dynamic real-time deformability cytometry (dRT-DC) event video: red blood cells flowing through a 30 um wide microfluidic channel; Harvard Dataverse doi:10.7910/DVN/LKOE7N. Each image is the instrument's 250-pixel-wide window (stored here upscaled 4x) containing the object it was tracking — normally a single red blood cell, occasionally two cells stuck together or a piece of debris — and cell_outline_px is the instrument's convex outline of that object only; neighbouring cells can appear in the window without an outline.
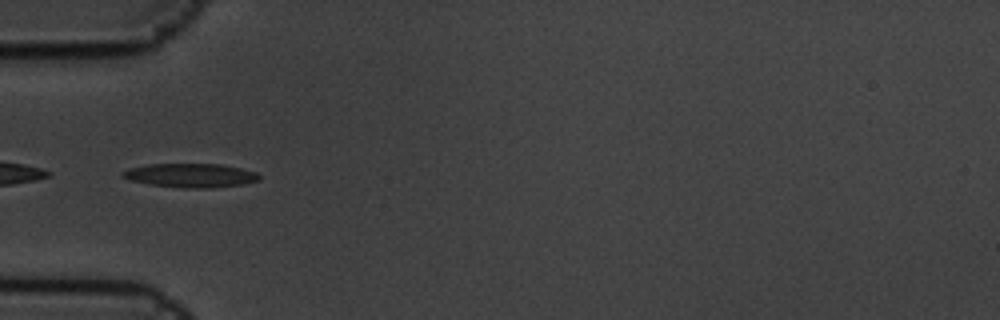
{"species": "common noctule bat (a hibernating species)", "species_latin": "Nyctalus noctula", "temperature_condition": "cold", "stored_images_in_passage": 7, "camera_frame_rate_fps": 3000, "um_per_image_px": 0.085, "animal": {"sex": "male", "body_mass_g": 19.5, "forearm_length_mm": 54.6}, "frame": {"image": 1, "passage_image": 6, "time_ms": 1.667, "image_size_px": [1000, 320], "cell_outline_px": [[260, 180], [240, 184], [212, 188], [184, 188], [148, 184], [128, 180], [120, 176], [120, 172], [132, 168], [148, 164], [220, 164], [240, 168], [256, 172], [260, 176]], "centroid_in_image_um": [16.16, 14.91], "position_along_channel_um": 68.8, "area_um2": 19.02}}
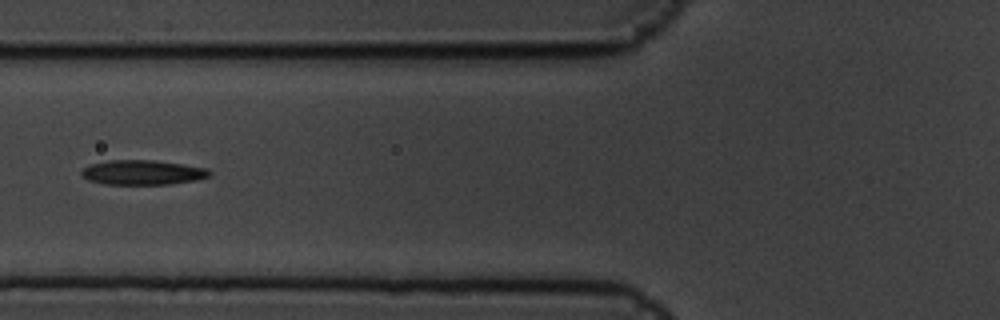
{"frame": {"image": 2, "passage_image": 7, "time_ms": 2.0, "image_size_px": [1000, 320], "cell_outline_px": [[212, 172], [208, 176], [196, 180], [172, 184], [104, 184], [88, 180], [80, 176], [80, 172], [84, 168], [92, 164], [108, 160], [152, 160], [208, 168]], "centroid_in_image_um": [12.1, 14.66], "position_along_channel_um": 113.7, "area_um2": 18.38}}